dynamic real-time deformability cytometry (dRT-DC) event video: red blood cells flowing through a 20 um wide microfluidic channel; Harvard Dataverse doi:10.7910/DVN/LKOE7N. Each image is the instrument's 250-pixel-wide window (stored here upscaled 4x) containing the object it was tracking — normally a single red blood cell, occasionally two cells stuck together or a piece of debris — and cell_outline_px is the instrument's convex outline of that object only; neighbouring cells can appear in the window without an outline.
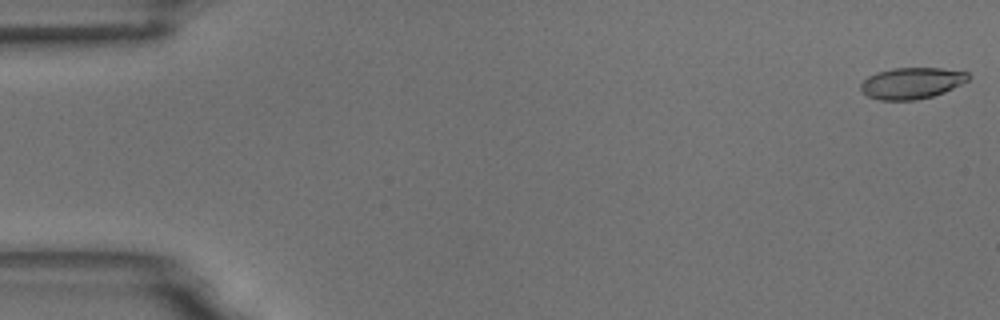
{"species": "common noctule bat (a hibernating species)", "species_latin": "Nyctalus noctula", "temperature_condition": "room temperature", "stored_images_in_passage": 54, "camera_frame_rate_fps": 3000, "um_per_image_px": 0.085, "animal": {"sex": "male", "body_mass_g": 18.8}, "frame": {"image": 1, "passage_image": 1, "time_ms": 0.0, "image_size_px": [1000, 320], "cell_outline_px": [[972, 76], [968, 80], [944, 92], [932, 96], [916, 100], [880, 100], [868, 96], [860, 88], [860, 84], [868, 76], [876, 72], [892, 68], [940, 68], [968, 72]], "centroid_in_image_um": [77.49, 7.06], "position_along_channel_um": 7.5, "area_um2": 19.59}}
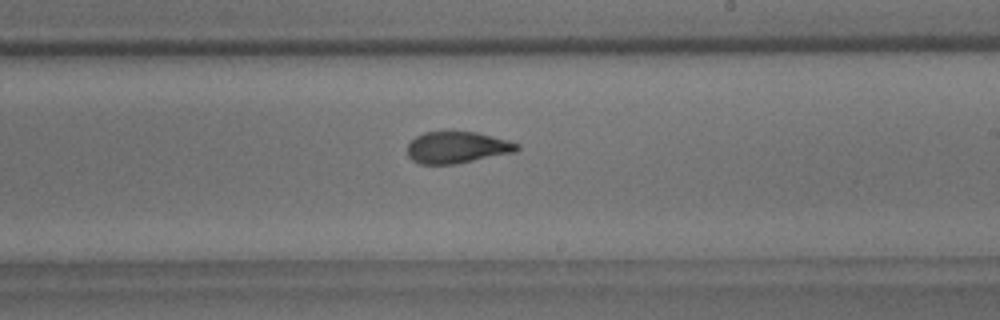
{"frame": {"image": 2, "passage_image": 32, "time_ms": 10.333, "image_size_px": [1000, 320], "cell_outline_px": [[520, 148], [516, 152], [456, 164], [420, 164], [412, 160], [408, 156], [408, 144], [416, 136], [424, 132], [476, 132], [508, 140], [520, 144]], "centroid_in_image_um": [38.87, 12.54], "position_along_channel_um": 250.1, "area_um2": 20.23}}
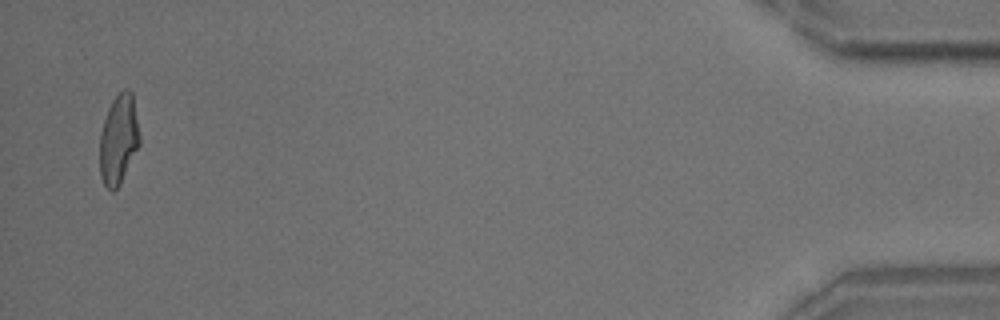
{"frame": {"image": 3, "passage_image": 53, "time_ms": 17.333, "image_size_px": [1000, 320], "cell_outline_px": [[140, 144], [120, 184], [112, 192], [104, 184], [100, 176], [100, 132], [108, 108], [112, 100], [124, 88], [128, 88], [132, 92], [140, 136]], "centroid_in_image_um": [10.08, 11.84], "position_along_channel_um": 425.1, "area_um2": 20.81}, "authors_computed_cell_mechanics": {"area_um2": 20.6924, "velocity_mm_per_s": 3.7317, "shape_relaxation_time_tau1_ms": 8.306, "shape_relaxation_time_tau2_ms": 1.8058, "deformation_change_tau1": 0.2369, "deformation_change_tau2": 0.0888}}